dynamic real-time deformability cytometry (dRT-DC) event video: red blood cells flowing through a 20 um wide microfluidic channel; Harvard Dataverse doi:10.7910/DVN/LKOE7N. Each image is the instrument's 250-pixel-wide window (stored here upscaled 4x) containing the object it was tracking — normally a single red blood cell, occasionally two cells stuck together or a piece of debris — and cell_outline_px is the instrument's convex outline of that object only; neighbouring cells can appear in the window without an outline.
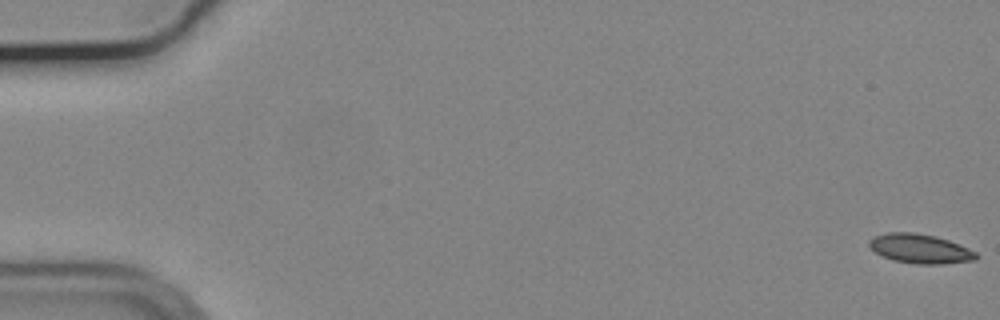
{"species": "common noctule bat (a hibernating species)", "species_latin": "Nyctalus noctula", "temperature_condition": "cold", "stored_images_in_passage": 13, "camera_frame_rate_fps": 3000, "um_per_image_px": 0.085, "animal": {"sex": "male", "body_mass_g": 19.2, "forearm_length_mm": 51.8}, "frame": {"image": 1, "passage_image": 1, "time_ms": 0.0, "image_size_px": [1000, 320], "cell_outline_px": [[980, 256], [976, 260], [944, 264], [916, 264], [892, 260], [876, 252], [868, 244], [868, 240], [876, 236], [888, 232], [912, 232], [936, 236], [948, 240], [968, 248], [976, 252]], "centroid_in_image_um": [78.24, 21.15], "position_along_channel_um": 6.8, "area_um2": 18.26}}